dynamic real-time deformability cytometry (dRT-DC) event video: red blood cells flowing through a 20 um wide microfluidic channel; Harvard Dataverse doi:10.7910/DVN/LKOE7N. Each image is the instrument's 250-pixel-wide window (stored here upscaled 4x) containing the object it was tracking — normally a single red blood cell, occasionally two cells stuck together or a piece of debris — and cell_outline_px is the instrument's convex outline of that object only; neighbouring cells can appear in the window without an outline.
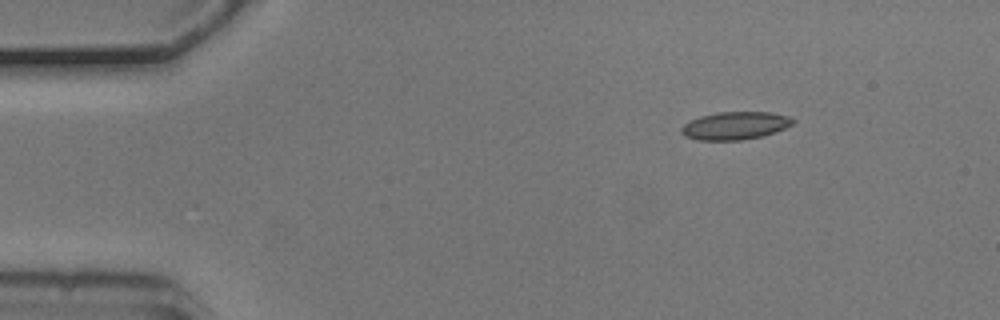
{"species": "common noctule bat (a hibernating species)", "species_latin": "Nyctalus noctula", "temperature_condition": "cold", "stored_images_in_passage": 7, "camera_frame_rate_fps": 3000, "um_per_image_px": 0.085, "animal": {"sex": "male", "body_mass_g": 20.5, "forearm_length_mm": 52.5}, "frame": {"image": 1, "passage_image": 1, "time_ms": 0.0, "image_size_px": [1000, 320], "cell_outline_px": [[796, 120], [792, 124], [784, 128], [760, 136], [740, 140], [696, 140], [684, 136], [680, 132], [680, 128], [684, 124], [700, 116], [716, 112], [772, 112], [788, 116]], "centroid_in_image_um": [62.44, 10.67], "position_along_channel_um": 22.6, "area_um2": 17.98}}
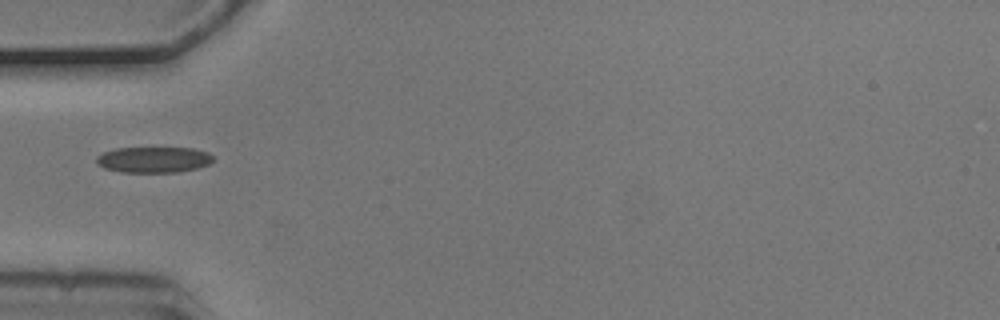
{"frame": {"image": 2, "passage_image": 4, "time_ms": 1.0, "image_size_px": [1000, 320], "cell_outline_px": [[212, 160], [208, 164], [196, 168], [180, 172], [120, 172], [104, 168], [96, 164], [96, 156], [104, 152], [116, 148], [192, 148], [208, 152], [212, 156]], "centroid_in_image_um": [13.02, 13.57], "position_along_channel_um": 72.0, "area_um2": 17.57}}
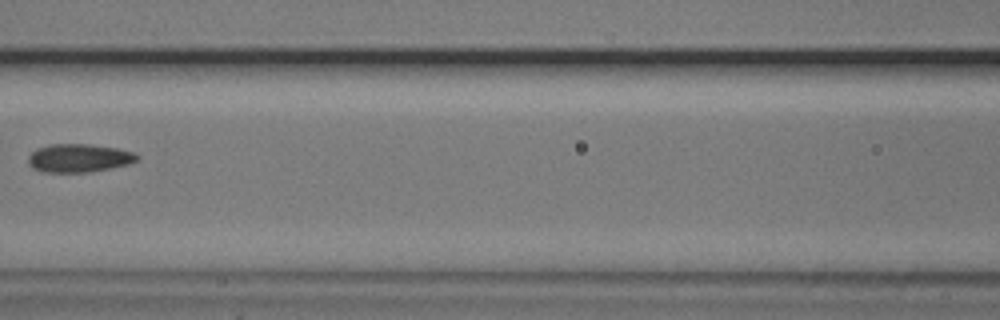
{"frame": {"image": 3, "passage_image": 6, "time_ms": 1.667, "image_size_px": [1000, 320], "cell_outline_px": [[140, 156], [136, 160], [128, 164], [88, 172], [40, 172], [32, 168], [28, 164], [28, 156], [36, 148], [52, 144], [88, 144], [116, 148], [136, 152]], "centroid_in_image_um": [6.68, 13.43], "position_along_channel_um": 159.9, "area_um2": 17.98}}